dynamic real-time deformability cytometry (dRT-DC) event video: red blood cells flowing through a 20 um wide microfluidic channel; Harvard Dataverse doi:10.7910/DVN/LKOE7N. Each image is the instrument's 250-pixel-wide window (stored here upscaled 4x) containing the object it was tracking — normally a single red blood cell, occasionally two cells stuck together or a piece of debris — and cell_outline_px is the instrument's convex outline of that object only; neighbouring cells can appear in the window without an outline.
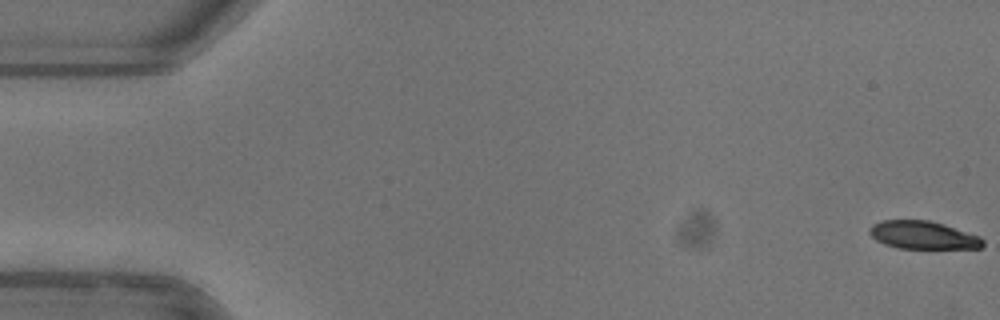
{"species": "common noctule bat (a hibernating species)", "species_latin": "Nyctalus noctula", "temperature_condition": "warm", "stored_images_in_passage": 16, "camera_frame_rate_fps": 3000, "um_per_image_px": 0.085, "animal": {"sex": "female"}, "frame": {"image": 1, "passage_image": 1, "time_ms": 0.0, "image_size_px": [1000, 320], "cell_outline_px": [[984, 244], [980, 248], [896, 248], [884, 244], [876, 240], [868, 232], [868, 228], [872, 224], [880, 220], [928, 220], [944, 224], [980, 236], [984, 240]], "centroid_in_image_um": [78.42, 19.98], "position_along_channel_um": 6.6, "area_um2": 18.55}}